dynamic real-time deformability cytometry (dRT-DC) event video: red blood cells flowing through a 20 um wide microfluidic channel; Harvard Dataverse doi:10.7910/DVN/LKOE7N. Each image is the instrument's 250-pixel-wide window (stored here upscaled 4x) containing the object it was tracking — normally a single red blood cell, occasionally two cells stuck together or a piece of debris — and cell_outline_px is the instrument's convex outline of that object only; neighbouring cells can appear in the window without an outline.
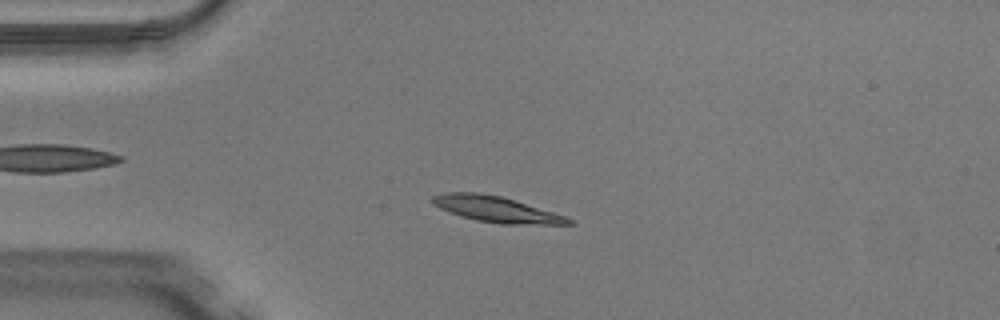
{"species": "Egyptian fruit bat (a non-hibernating species)", "species_latin": "Rousettus aegyptiacus", "temperature_condition": "warm", "stored_images_in_passage": 49, "camera_frame_rate_fps": 3000, "um_per_image_px": 0.085, "animal": {"sex": "male"}, "frame": {"image": 1, "passage_image": 12, "time_ms": 3.667, "image_size_px": [1000, 320], "cell_outline_px": [[576, 224], [500, 224], [476, 220], [440, 208], [432, 204], [428, 200], [432, 196], [440, 192], [476, 192], [500, 196], [552, 212], [564, 216], [572, 220]], "centroid_in_image_um": [42.1, 17.77], "position_along_channel_um": 42.9, "area_um2": 20.17}}
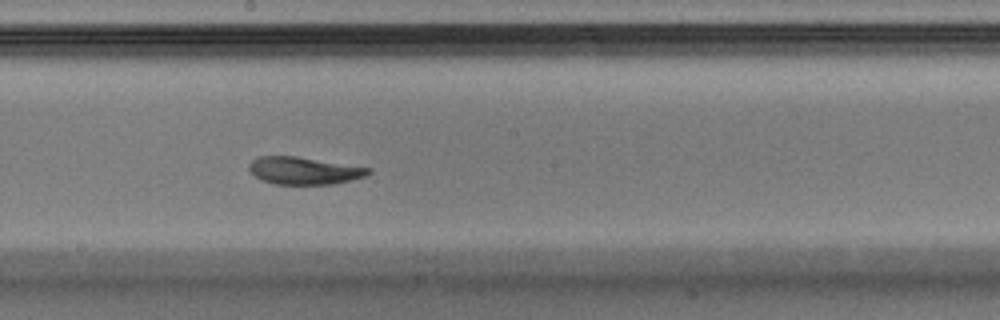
{"frame": {"image": 2, "passage_image": 27, "time_ms": 8.667, "image_size_px": [1000, 320], "cell_outline_px": [[372, 172], [368, 176], [352, 180], [332, 184], [276, 184], [264, 180], [256, 176], [248, 168], [248, 164], [252, 160], [260, 156], [296, 156], [372, 168]], "centroid_in_image_um": [25.9, 14.5], "position_along_channel_um": 222.3, "area_um2": 19.02}}
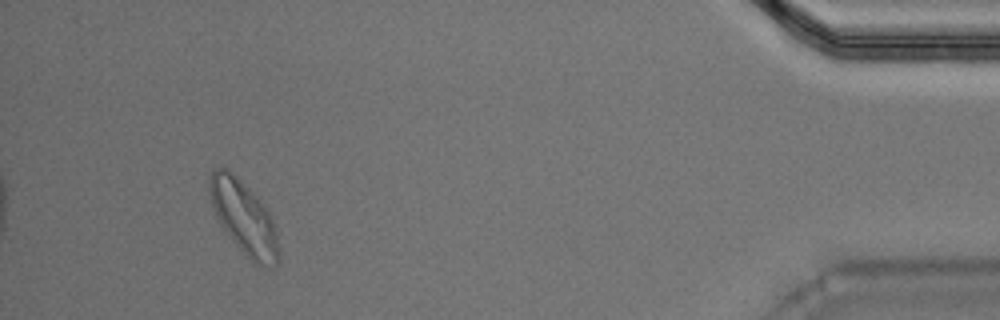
{"frame": {"image": 3, "passage_image": 46, "time_ms": 15.0, "image_size_px": [1000, 320], "cell_outline_px": [[280, 260], [276, 264], [268, 268], [264, 268], [252, 264], [228, 236], [220, 224], [212, 208], [208, 192], [208, 176], [212, 168], [228, 168], [260, 200], [268, 212], [272, 220], [276, 232], [280, 256]], "centroid_in_image_um": [20.7, 18.53], "position_along_channel_um": 414.5, "area_um2": 30.0}, "authors_computed_cell_mechanics": {"area_um2": 20.0566, "velocity_mm_per_s": 4.0524, "shape_relaxation_time_tau1_ms": 4.1711, "shape_relaxation_time_tau2_ms": 3.8353, "deformation_change_tau1": 0.1566, "deformation_change_tau2": 0.1016}}